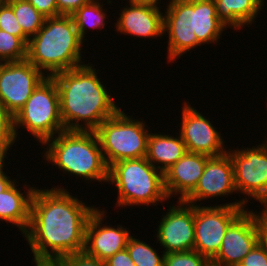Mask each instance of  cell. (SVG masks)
Here are the masks:
<instances>
[{"instance_id": "obj_4", "label": "cell", "mask_w": 267, "mask_h": 266, "mask_svg": "<svg viewBox=\"0 0 267 266\" xmlns=\"http://www.w3.org/2000/svg\"><path fill=\"white\" fill-rule=\"evenodd\" d=\"M45 159L64 173L108 182V169L95 131H62L47 140Z\"/></svg>"}, {"instance_id": "obj_6", "label": "cell", "mask_w": 267, "mask_h": 266, "mask_svg": "<svg viewBox=\"0 0 267 266\" xmlns=\"http://www.w3.org/2000/svg\"><path fill=\"white\" fill-rule=\"evenodd\" d=\"M133 119L120 109L95 130L108 167L118 161L146 157L149 130L143 120Z\"/></svg>"}, {"instance_id": "obj_10", "label": "cell", "mask_w": 267, "mask_h": 266, "mask_svg": "<svg viewBox=\"0 0 267 266\" xmlns=\"http://www.w3.org/2000/svg\"><path fill=\"white\" fill-rule=\"evenodd\" d=\"M227 153L233 163L236 190L258 200L267 210V152L258 145Z\"/></svg>"}, {"instance_id": "obj_36", "label": "cell", "mask_w": 267, "mask_h": 266, "mask_svg": "<svg viewBox=\"0 0 267 266\" xmlns=\"http://www.w3.org/2000/svg\"><path fill=\"white\" fill-rule=\"evenodd\" d=\"M35 266H66L61 259H37L34 258Z\"/></svg>"}, {"instance_id": "obj_31", "label": "cell", "mask_w": 267, "mask_h": 266, "mask_svg": "<svg viewBox=\"0 0 267 266\" xmlns=\"http://www.w3.org/2000/svg\"><path fill=\"white\" fill-rule=\"evenodd\" d=\"M239 266H267V255L259 243L243 258Z\"/></svg>"}, {"instance_id": "obj_19", "label": "cell", "mask_w": 267, "mask_h": 266, "mask_svg": "<svg viewBox=\"0 0 267 266\" xmlns=\"http://www.w3.org/2000/svg\"><path fill=\"white\" fill-rule=\"evenodd\" d=\"M16 180L0 193V220L16 225L24 234L30 221L31 201L36 188L28 187L26 197L17 189Z\"/></svg>"}, {"instance_id": "obj_39", "label": "cell", "mask_w": 267, "mask_h": 266, "mask_svg": "<svg viewBox=\"0 0 267 266\" xmlns=\"http://www.w3.org/2000/svg\"><path fill=\"white\" fill-rule=\"evenodd\" d=\"M6 154L7 152L2 147H0V167L5 166L4 158H6Z\"/></svg>"}, {"instance_id": "obj_2", "label": "cell", "mask_w": 267, "mask_h": 266, "mask_svg": "<svg viewBox=\"0 0 267 266\" xmlns=\"http://www.w3.org/2000/svg\"><path fill=\"white\" fill-rule=\"evenodd\" d=\"M93 67L84 63L51 76L58 89L65 130L95 131L120 110ZM80 121L84 123L80 124Z\"/></svg>"}, {"instance_id": "obj_17", "label": "cell", "mask_w": 267, "mask_h": 266, "mask_svg": "<svg viewBox=\"0 0 267 266\" xmlns=\"http://www.w3.org/2000/svg\"><path fill=\"white\" fill-rule=\"evenodd\" d=\"M210 156L186 152L175 164L164 172V186L168 200L179 195L184 201L196 188Z\"/></svg>"}, {"instance_id": "obj_7", "label": "cell", "mask_w": 267, "mask_h": 266, "mask_svg": "<svg viewBox=\"0 0 267 266\" xmlns=\"http://www.w3.org/2000/svg\"><path fill=\"white\" fill-rule=\"evenodd\" d=\"M14 132L24 126L42 145L65 131L56 82L47 76L33 91L24 106L13 116Z\"/></svg>"}, {"instance_id": "obj_29", "label": "cell", "mask_w": 267, "mask_h": 266, "mask_svg": "<svg viewBox=\"0 0 267 266\" xmlns=\"http://www.w3.org/2000/svg\"><path fill=\"white\" fill-rule=\"evenodd\" d=\"M15 141L13 116L0 105V147L8 153Z\"/></svg>"}, {"instance_id": "obj_27", "label": "cell", "mask_w": 267, "mask_h": 266, "mask_svg": "<svg viewBox=\"0 0 267 266\" xmlns=\"http://www.w3.org/2000/svg\"><path fill=\"white\" fill-rule=\"evenodd\" d=\"M164 266H211V261L195 250L167 253Z\"/></svg>"}, {"instance_id": "obj_5", "label": "cell", "mask_w": 267, "mask_h": 266, "mask_svg": "<svg viewBox=\"0 0 267 266\" xmlns=\"http://www.w3.org/2000/svg\"><path fill=\"white\" fill-rule=\"evenodd\" d=\"M118 190L117 207L156 205L166 201L164 173L146 157L118 161L109 166L108 183ZM156 203V204H155Z\"/></svg>"}, {"instance_id": "obj_9", "label": "cell", "mask_w": 267, "mask_h": 266, "mask_svg": "<svg viewBox=\"0 0 267 266\" xmlns=\"http://www.w3.org/2000/svg\"><path fill=\"white\" fill-rule=\"evenodd\" d=\"M46 77L28 60L0 63V105L14 116Z\"/></svg>"}, {"instance_id": "obj_37", "label": "cell", "mask_w": 267, "mask_h": 266, "mask_svg": "<svg viewBox=\"0 0 267 266\" xmlns=\"http://www.w3.org/2000/svg\"><path fill=\"white\" fill-rule=\"evenodd\" d=\"M3 167L4 166L0 167V193L4 192L15 182V179L12 181L9 176L4 174Z\"/></svg>"}, {"instance_id": "obj_38", "label": "cell", "mask_w": 267, "mask_h": 266, "mask_svg": "<svg viewBox=\"0 0 267 266\" xmlns=\"http://www.w3.org/2000/svg\"><path fill=\"white\" fill-rule=\"evenodd\" d=\"M136 4L150 5L153 7H158L159 0H133Z\"/></svg>"}, {"instance_id": "obj_33", "label": "cell", "mask_w": 267, "mask_h": 266, "mask_svg": "<svg viewBox=\"0 0 267 266\" xmlns=\"http://www.w3.org/2000/svg\"><path fill=\"white\" fill-rule=\"evenodd\" d=\"M43 16H58V6L56 0H28Z\"/></svg>"}, {"instance_id": "obj_22", "label": "cell", "mask_w": 267, "mask_h": 266, "mask_svg": "<svg viewBox=\"0 0 267 266\" xmlns=\"http://www.w3.org/2000/svg\"><path fill=\"white\" fill-rule=\"evenodd\" d=\"M217 17L228 27L242 29L244 25L254 22L264 0H213ZM259 11V12H258Z\"/></svg>"}, {"instance_id": "obj_35", "label": "cell", "mask_w": 267, "mask_h": 266, "mask_svg": "<svg viewBox=\"0 0 267 266\" xmlns=\"http://www.w3.org/2000/svg\"><path fill=\"white\" fill-rule=\"evenodd\" d=\"M259 244L267 255V210H262V226L259 234Z\"/></svg>"}, {"instance_id": "obj_16", "label": "cell", "mask_w": 267, "mask_h": 266, "mask_svg": "<svg viewBox=\"0 0 267 266\" xmlns=\"http://www.w3.org/2000/svg\"><path fill=\"white\" fill-rule=\"evenodd\" d=\"M237 192L234 183V168L230 155L226 152L217 157H210L195 190L184 202L195 205L203 199L225 196Z\"/></svg>"}, {"instance_id": "obj_30", "label": "cell", "mask_w": 267, "mask_h": 266, "mask_svg": "<svg viewBox=\"0 0 267 266\" xmlns=\"http://www.w3.org/2000/svg\"><path fill=\"white\" fill-rule=\"evenodd\" d=\"M66 266H106L104 261L87 255L84 251L62 257Z\"/></svg>"}, {"instance_id": "obj_8", "label": "cell", "mask_w": 267, "mask_h": 266, "mask_svg": "<svg viewBox=\"0 0 267 266\" xmlns=\"http://www.w3.org/2000/svg\"><path fill=\"white\" fill-rule=\"evenodd\" d=\"M247 198L218 206L194 205V250L210 261L217 255L228 227L245 211Z\"/></svg>"}, {"instance_id": "obj_1", "label": "cell", "mask_w": 267, "mask_h": 266, "mask_svg": "<svg viewBox=\"0 0 267 266\" xmlns=\"http://www.w3.org/2000/svg\"><path fill=\"white\" fill-rule=\"evenodd\" d=\"M96 209L63 187L35 189L29 225L24 232L34 258L61 259L82 252L86 224Z\"/></svg>"}, {"instance_id": "obj_28", "label": "cell", "mask_w": 267, "mask_h": 266, "mask_svg": "<svg viewBox=\"0 0 267 266\" xmlns=\"http://www.w3.org/2000/svg\"><path fill=\"white\" fill-rule=\"evenodd\" d=\"M0 30L18 36L28 45L30 38L23 32L22 27L14 15L13 8L5 0H0Z\"/></svg>"}, {"instance_id": "obj_20", "label": "cell", "mask_w": 267, "mask_h": 266, "mask_svg": "<svg viewBox=\"0 0 267 266\" xmlns=\"http://www.w3.org/2000/svg\"><path fill=\"white\" fill-rule=\"evenodd\" d=\"M192 33L200 44L216 43L226 29V25L217 17L213 0H191Z\"/></svg>"}, {"instance_id": "obj_34", "label": "cell", "mask_w": 267, "mask_h": 266, "mask_svg": "<svg viewBox=\"0 0 267 266\" xmlns=\"http://www.w3.org/2000/svg\"><path fill=\"white\" fill-rule=\"evenodd\" d=\"M106 266H136L127 249L117 252L104 261Z\"/></svg>"}, {"instance_id": "obj_23", "label": "cell", "mask_w": 267, "mask_h": 266, "mask_svg": "<svg viewBox=\"0 0 267 266\" xmlns=\"http://www.w3.org/2000/svg\"><path fill=\"white\" fill-rule=\"evenodd\" d=\"M98 1L100 0H93L71 15L82 41H84V38L86 37L87 26L96 29L104 28L106 25L105 20L107 15L103 11V4L100 5L101 2Z\"/></svg>"}, {"instance_id": "obj_18", "label": "cell", "mask_w": 267, "mask_h": 266, "mask_svg": "<svg viewBox=\"0 0 267 266\" xmlns=\"http://www.w3.org/2000/svg\"><path fill=\"white\" fill-rule=\"evenodd\" d=\"M118 18L116 28L122 34L139 38L163 36V12L159 7L129 2Z\"/></svg>"}, {"instance_id": "obj_14", "label": "cell", "mask_w": 267, "mask_h": 266, "mask_svg": "<svg viewBox=\"0 0 267 266\" xmlns=\"http://www.w3.org/2000/svg\"><path fill=\"white\" fill-rule=\"evenodd\" d=\"M163 31L169 36V62L201 45L192 33L191 0H170L166 14H163Z\"/></svg>"}, {"instance_id": "obj_11", "label": "cell", "mask_w": 267, "mask_h": 266, "mask_svg": "<svg viewBox=\"0 0 267 266\" xmlns=\"http://www.w3.org/2000/svg\"><path fill=\"white\" fill-rule=\"evenodd\" d=\"M262 212L245 210L226 230L211 266H239L243 258L259 243Z\"/></svg>"}, {"instance_id": "obj_32", "label": "cell", "mask_w": 267, "mask_h": 266, "mask_svg": "<svg viewBox=\"0 0 267 266\" xmlns=\"http://www.w3.org/2000/svg\"><path fill=\"white\" fill-rule=\"evenodd\" d=\"M93 0H56L59 15H72L82 6Z\"/></svg>"}, {"instance_id": "obj_15", "label": "cell", "mask_w": 267, "mask_h": 266, "mask_svg": "<svg viewBox=\"0 0 267 266\" xmlns=\"http://www.w3.org/2000/svg\"><path fill=\"white\" fill-rule=\"evenodd\" d=\"M96 209L89 217L85 228L84 252L100 261H105L117 252L126 249L131 236L130 232L122 226L113 228L102 225L105 212Z\"/></svg>"}, {"instance_id": "obj_3", "label": "cell", "mask_w": 267, "mask_h": 266, "mask_svg": "<svg viewBox=\"0 0 267 266\" xmlns=\"http://www.w3.org/2000/svg\"><path fill=\"white\" fill-rule=\"evenodd\" d=\"M83 43L71 15L47 17L42 28L29 39L27 60L51 77L83 65Z\"/></svg>"}, {"instance_id": "obj_24", "label": "cell", "mask_w": 267, "mask_h": 266, "mask_svg": "<svg viewBox=\"0 0 267 266\" xmlns=\"http://www.w3.org/2000/svg\"><path fill=\"white\" fill-rule=\"evenodd\" d=\"M12 8L23 32L31 38L43 26L45 16H43L28 0H5Z\"/></svg>"}, {"instance_id": "obj_26", "label": "cell", "mask_w": 267, "mask_h": 266, "mask_svg": "<svg viewBox=\"0 0 267 266\" xmlns=\"http://www.w3.org/2000/svg\"><path fill=\"white\" fill-rule=\"evenodd\" d=\"M27 60V45L15 35L0 30V63Z\"/></svg>"}, {"instance_id": "obj_13", "label": "cell", "mask_w": 267, "mask_h": 266, "mask_svg": "<svg viewBox=\"0 0 267 266\" xmlns=\"http://www.w3.org/2000/svg\"><path fill=\"white\" fill-rule=\"evenodd\" d=\"M181 115L179 134L186 145L187 152L217 157L228 151L224 149V139L221 134L189 103H184Z\"/></svg>"}, {"instance_id": "obj_40", "label": "cell", "mask_w": 267, "mask_h": 266, "mask_svg": "<svg viewBox=\"0 0 267 266\" xmlns=\"http://www.w3.org/2000/svg\"><path fill=\"white\" fill-rule=\"evenodd\" d=\"M261 146L267 152V141H263V143L261 144Z\"/></svg>"}, {"instance_id": "obj_21", "label": "cell", "mask_w": 267, "mask_h": 266, "mask_svg": "<svg viewBox=\"0 0 267 266\" xmlns=\"http://www.w3.org/2000/svg\"><path fill=\"white\" fill-rule=\"evenodd\" d=\"M187 152L181 136L150 133L147 146V160L161 172H165ZM161 164L160 166L157 164Z\"/></svg>"}, {"instance_id": "obj_25", "label": "cell", "mask_w": 267, "mask_h": 266, "mask_svg": "<svg viewBox=\"0 0 267 266\" xmlns=\"http://www.w3.org/2000/svg\"><path fill=\"white\" fill-rule=\"evenodd\" d=\"M126 249L136 266H164V253L160 257L156 249L132 235L128 239Z\"/></svg>"}, {"instance_id": "obj_12", "label": "cell", "mask_w": 267, "mask_h": 266, "mask_svg": "<svg viewBox=\"0 0 267 266\" xmlns=\"http://www.w3.org/2000/svg\"><path fill=\"white\" fill-rule=\"evenodd\" d=\"M178 204L170 206L158 225L156 237L164 254L194 250V205L184 201Z\"/></svg>"}]
</instances>
